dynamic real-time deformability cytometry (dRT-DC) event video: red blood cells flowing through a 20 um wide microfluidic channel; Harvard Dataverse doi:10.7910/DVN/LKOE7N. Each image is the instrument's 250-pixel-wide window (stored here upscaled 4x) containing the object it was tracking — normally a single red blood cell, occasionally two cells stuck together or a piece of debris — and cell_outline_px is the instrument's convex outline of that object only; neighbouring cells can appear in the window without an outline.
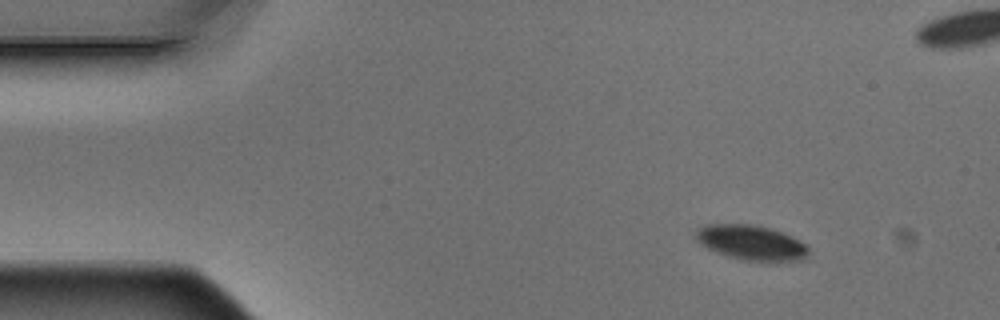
{"species": "Egyptian fruit bat (a non-hibernating species)", "species_latin": "Rousettus aegyptiacus", "temperature_condition": "warm", "stored_images_in_passage": 5, "camera_frame_rate_fps": 3000, "um_per_image_px": 0.085, "animal": {"sex": "male"}, "frame": {"image": 1, "passage_image": 2, "time_ms": 0.333, "image_size_px": [1000, 320], "cell_outline_px": [[808, 256], [804, 260], [768, 264], [740, 260], [716, 252], [700, 244], [696, 236], [696, 228], [708, 224], [748, 224], [768, 228], [792, 236], [804, 244], [808, 248]], "centroid_in_image_um": [63.89, 20.68], "position_along_channel_um": 21.1, "area_um2": 23.47}}